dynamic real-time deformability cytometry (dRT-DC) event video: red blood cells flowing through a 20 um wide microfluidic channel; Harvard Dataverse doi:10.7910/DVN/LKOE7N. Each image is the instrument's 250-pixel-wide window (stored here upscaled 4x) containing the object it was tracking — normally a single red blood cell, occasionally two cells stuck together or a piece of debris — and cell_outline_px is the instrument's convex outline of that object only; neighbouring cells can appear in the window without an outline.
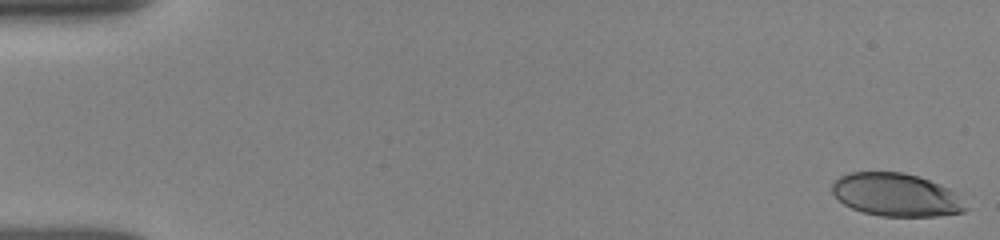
{"species": "human", "species_latin": "Homo sapiens", "temperature_condition": "room temperature", "stored_images_in_passage": 51, "camera_frame_rate_fps": 3000, "um_per_image_px": 0.085, "donor": {"sex": "female"}, "frame": {"image": 1, "passage_image": 1, "time_ms": 0.0, "image_size_px": [1000, 240], "cell_outline_px": [[968, 208], [964, 212], [936, 216], [880, 216], [864, 212], [852, 208], [844, 204], [832, 192], [832, 184], [840, 176], [848, 172], [904, 172], [920, 176], [940, 184], [948, 188]], "centroid_in_image_um": [76.15, 16.55], "position_along_channel_um": 8.9, "area_um2": 33.23}}
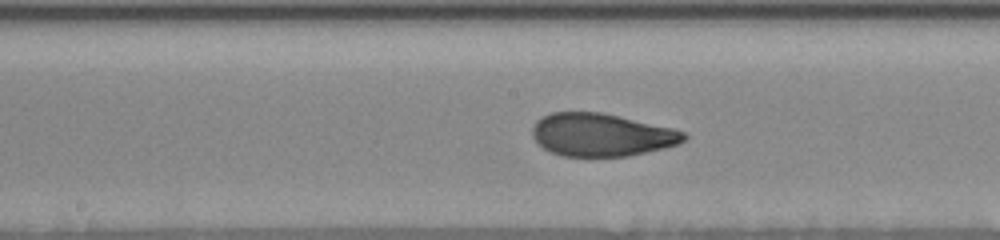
{"frame": {"image": 2, "passage_image": 27, "time_ms": 8.667, "image_size_px": [1000, 240], "cell_outline_px": [[688, 136], [680, 144], [664, 148], [628, 156], [564, 156], [552, 152], [544, 148], [532, 136], [532, 128], [536, 120], [540, 116], [552, 112], [600, 112], [672, 128], [684, 132]], "centroid_in_image_um": [51.11, 11.45], "position_along_channel_um": 197.1, "area_um2": 37.69}}
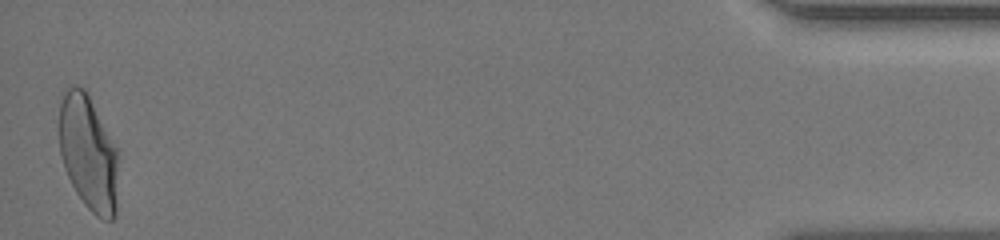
{"frame": {"image": 3, "passage_image": 51, "time_ms": 16.667, "image_size_px": [1000, 240], "cell_outline_px": [[116, 216], [112, 220], [104, 220], [96, 216], [84, 204], [76, 192], [64, 168], [60, 152], [60, 104], [64, 92], [72, 84], [76, 84], [84, 88], [88, 92], [116, 148]], "centroid_in_image_um": [7.49, 12.98], "position_along_channel_um": 427.7, "area_um2": 39.3}, "authors_computed_cell_mechanics": {"area_um2": 37.8012, "velocity_mm_per_s": 3.9219, "shape_relaxation_time_tau1_ms": 4.7004, "shape_relaxation_time_tau2_ms": 1.01, "deformation_change_tau1": 0.1921, "deformation_change_tau2": 0.0719}}